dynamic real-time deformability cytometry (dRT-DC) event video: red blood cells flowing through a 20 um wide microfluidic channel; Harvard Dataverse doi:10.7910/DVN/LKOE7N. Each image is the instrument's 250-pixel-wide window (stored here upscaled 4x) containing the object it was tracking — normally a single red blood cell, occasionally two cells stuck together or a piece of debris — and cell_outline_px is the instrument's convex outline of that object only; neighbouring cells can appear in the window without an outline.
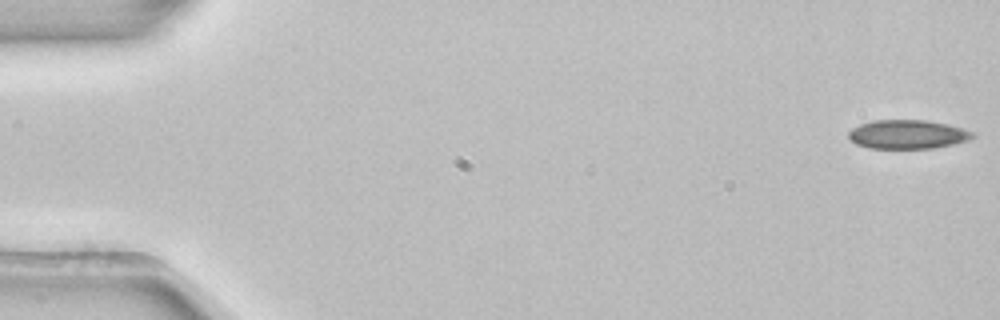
{"species": "common noctule bat (a hibernating species)", "species_latin": "Nyctalus noctula", "temperature_condition": "room temperature", "stored_images_in_passage": 53, "camera_frame_rate_fps": 3000, "um_per_image_px": 0.085, "animal": {"sex": "female", "body_mass_g": 22.7, "forearm_length_mm": 54.2}, "frame": {"image": 1, "passage_image": 1, "time_ms": 0.0, "image_size_px": [1000, 320], "cell_outline_px": [[976, 136], [968, 140], [952, 144], [932, 148], [868, 148], [856, 144], [848, 136], [848, 132], [852, 128], [860, 124], [872, 120], [924, 120], [948, 124], [972, 132]], "centroid_in_image_um": [77.11, 11.42], "position_along_channel_um": 7.9, "area_um2": 20.75}}
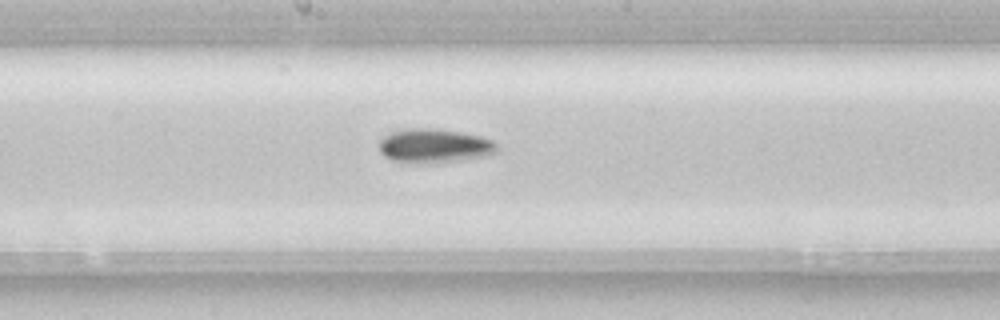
{"frame": {"image": 2, "passage_image": 28, "time_ms": 9.0, "image_size_px": [1000, 320], "cell_outline_px": [[496, 152], [480, 156], [460, 160], [392, 160], [384, 156], [380, 152], [380, 140], [384, 136], [392, 132], [408, 128], [428, 128], [460, 132], [480, 136], [492, 140], [496, 144]], "centroid_in_image_um": [36.9, 12.34], "position_along_channel_um": 211.3, "area_um2": 22.08}}
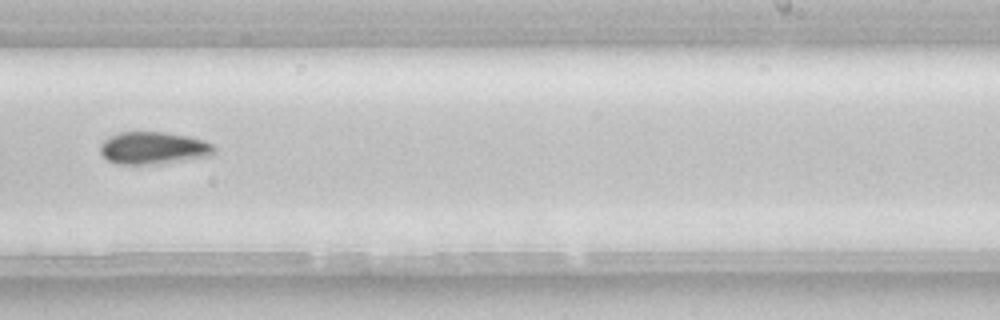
{"frame": {"image": 3, "passage_image": 33, "time_ms": 10.667, "image_size_px": [1000, 320], "cell_outline_px": [[216, 152], [212, 156], [160, 164], [116, 164], [108, 160], [100, 152], [100, 144], [108, 136], [120, 132], [168, 132], [188, 136], [204, 140], [212, 144], [216, 148]], "centroid_in_image_um": [13.07, 12.58], "position_along_channel_um": 275.9, "area_um2": 21.85}, "authors_computed_cell_mechanics": {"area_um2": 21.5016, "velocity_mm_per_s": 3.9161, "shape_relaxation_time_tau1_ms": 2.204, "shape_relaxation_time_tau2_ms": null, "deformation_change_tau1": 0.0464, "deformation_change_tau2": null}}